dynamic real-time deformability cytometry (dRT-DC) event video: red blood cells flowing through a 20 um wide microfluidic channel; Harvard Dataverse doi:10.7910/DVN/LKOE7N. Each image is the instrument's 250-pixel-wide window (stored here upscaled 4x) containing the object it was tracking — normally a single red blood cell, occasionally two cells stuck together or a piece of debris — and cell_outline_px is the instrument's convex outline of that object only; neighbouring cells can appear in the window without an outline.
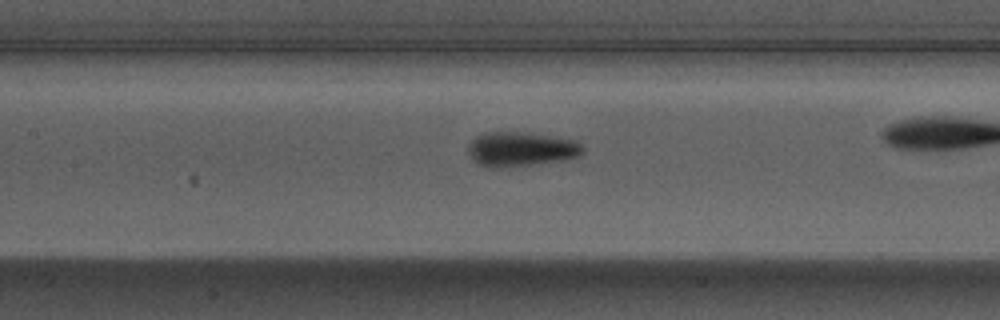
{"species": "Egyptian fruit bat (a non-hibernating species)", "species_latin": "Rousettus aegyptiacus", "temperature_condition": "warm", "stored_images_in_passage": 7, "camera_frame_rate_fps": 3000, "um_per_image_px": 0.085, "animal": {"sex": "male"}, "frame": {"image": 1, "passage_image": 5, "time_ms": 1.333, "image_size_px": [1000, 320], "cell_outline_px": [[584, 152], [576, 156], [564, 160], [500, 168], [488, 168], [472, 160], [468, 152], [468, 144], [476, 136], [484, 132], [516, 132], [576, 140], [584, 148]], "centroid_in_image_um": [44.23, 12.69], "position_along_channel_um": 163.2, "area_um2": 22.83}}